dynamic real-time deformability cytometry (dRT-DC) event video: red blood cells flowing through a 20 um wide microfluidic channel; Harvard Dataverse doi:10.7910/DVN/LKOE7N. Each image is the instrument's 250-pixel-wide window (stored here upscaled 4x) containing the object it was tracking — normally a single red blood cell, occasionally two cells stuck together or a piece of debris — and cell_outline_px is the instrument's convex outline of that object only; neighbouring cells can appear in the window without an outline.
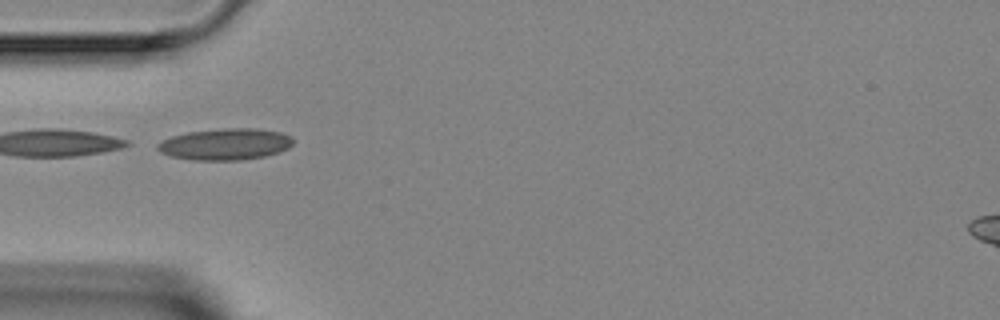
{"species": "Egyptian fruit bat (a non-hibernating species)", "species_latin": "Rousettus aegyptiacus", "temperature_condition": "room temperature", "stored_images_in_passage": 2, "camera_frame_rate_fps": 3000, "um_per_image_px": 0.085, "animal": {"sex": "female"}, "frame": {"image": 1, "passage_image": 2, "time_ms": 2.0, "image_size_px": [1000, 320], "cell_outline_px": [[296, 140], [288, 148], [280, 152], [264, 156], [240, 160], [192, 160], [172, 156], [160, 152], [156, 148], [156, 144], [172, 136], [188, 132], [224, 128], [256, 128], [280, 132], [292, 136]], "centroid_in_image_um": [19.19, 12.25], "position_along_channel_um": 65.8, "area_um2": 24.97}}